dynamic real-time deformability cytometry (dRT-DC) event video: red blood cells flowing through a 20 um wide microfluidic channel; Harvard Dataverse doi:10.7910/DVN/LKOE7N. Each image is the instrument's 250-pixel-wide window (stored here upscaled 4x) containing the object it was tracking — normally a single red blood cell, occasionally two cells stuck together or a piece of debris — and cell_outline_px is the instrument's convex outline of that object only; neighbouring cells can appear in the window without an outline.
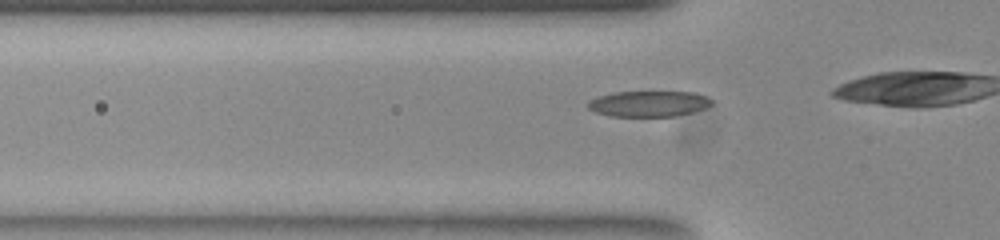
{"species": "common noctule bat (a hibernating species)", "species_latin": "Nyctalus noctula", "temperature_condition": "room temperature", "stored_images_in_passage": 10, "camera_frame_rate_fps": 3000, "um_per_image_px": 0.085, "animal": {"sex": "female", "body_mass_g": 23.0, "forearm_length_mm": 53.4}, "frame": {"image": 1, "passage_image": 5, "time_ms": 1.333, "image_size_px": [1000, 240], "cell_outline_px": [[712, 104], [704, 108], [692, 112], [672, 116], [612, 116], [596, 112], [588, 108], [588, 100], [596, 96], [612, 92], [692, 92], [708, 96], [712, 100]], "centroid_in_image_um": [55.12, 8.8], "position_along_channel_um": 70.7, "area_um2": 18.55}}
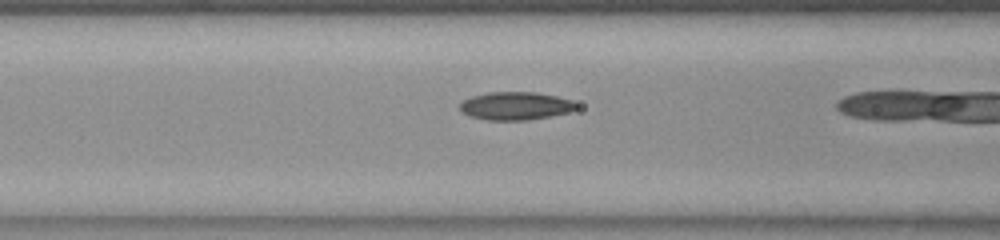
{"frame": {"image": 2, "passage_image": 9, "time_ms": 2.667, "image_size_px": [1000, 240], "cell_outline_px": [[576, 108], [572, 112], [552, 116], [528, 120], [488, 120], [468, 116], [460, 112], [460, 104], [464, 100], [472, 96], [488, 92], [536, 92], [556, 96], [572, 100], [576, 104]], "centroid_in_image_um": [43.82, 9.01], "position_along_channel_um": 122.8, "area_um2": 19.19}}